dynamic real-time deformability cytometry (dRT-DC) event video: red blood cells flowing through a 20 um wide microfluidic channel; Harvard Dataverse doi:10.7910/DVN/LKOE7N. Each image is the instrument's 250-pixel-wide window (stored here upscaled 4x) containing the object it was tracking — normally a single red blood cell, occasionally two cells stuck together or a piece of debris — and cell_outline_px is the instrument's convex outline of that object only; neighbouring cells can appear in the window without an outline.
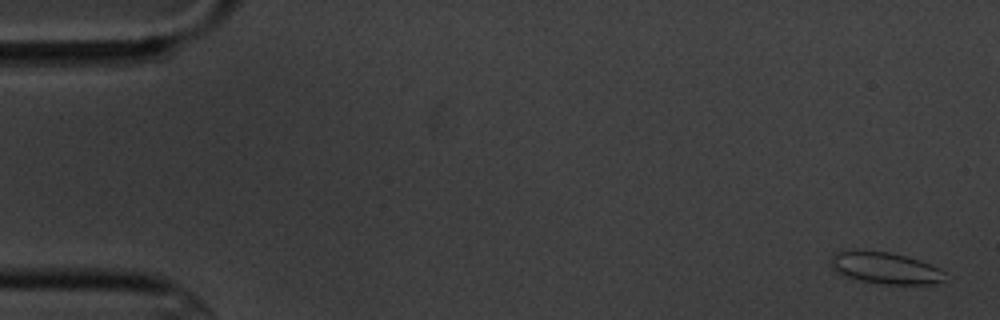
{"species": "common noctule bat (a hibernating species)", "species_latin": "Nyctalus noctula", "temperature_condition": "cold", "stored_images_in_passage": 5, "camera_frame_rate_fps": 3000, "um_per_image_px": 0.085, "animal": {"sex": "male", "body_mass_g": 20.1, "forearm_length_mm": 53.5}, "frame": {"image": 1, "passage_image": 1, "time_ms": 0.0, "image_size_px": [1000, 320], "cell_outline_px": [[944, 280], [936, 284], [884, 284], [860, 280], [840, 276], [828, 264], [832, 256], [836, 252], [856, 248], [888, 252], [920, 260], [940, 268], [944, 272]], "centroid_in_image_um": [75.17, 22.76], "position_along_channel_um": 9.8, "area_um2": 21.56}}
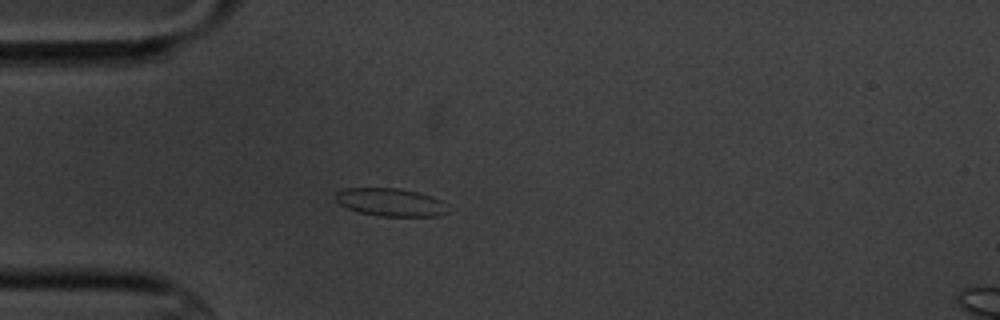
{"frame": {"image": 2, "passage_image": 5, "time_ms": 4.667, "image_size_px": [1000, 320], "cell_outline_px": [[448, 212], [436, 216], [380, 216], [360, 212], [348, 208], [340, 204], [336, 200], [336, 192], [344, 188], [400, 188], [432, 196], [448, 204]], "centroid_in_image_um": [33.22, 17.19], "position_along_channel_um": 51.8, "area_um2": 18.26}}